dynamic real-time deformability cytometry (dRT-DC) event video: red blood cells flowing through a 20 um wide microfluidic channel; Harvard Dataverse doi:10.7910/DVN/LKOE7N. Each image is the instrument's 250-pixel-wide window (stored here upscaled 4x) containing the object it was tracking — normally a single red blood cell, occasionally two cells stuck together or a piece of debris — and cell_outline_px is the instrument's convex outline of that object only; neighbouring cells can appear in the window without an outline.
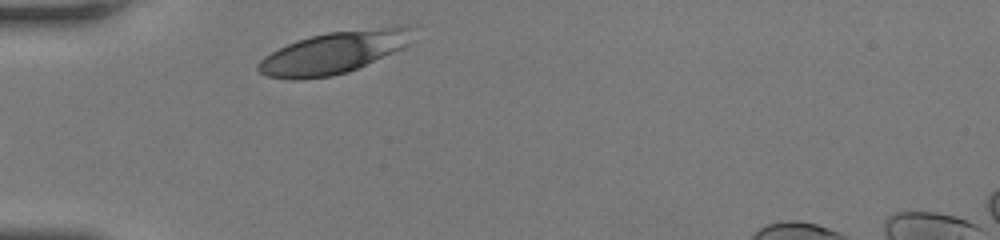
{"species": "human", "species_latin": "Homo sapiens", "temperature_condition": "room temperature", "stored_images_in_passage": 32, "camera_frame_rate_fps": 3000, "um_per_image_px": 0.085, "donor": {"sex": "female"}, "frame": {"image": 1, "passage_image": 1, "time_ms": 0.0, "image_size_px": [1000, 240], "cell_outline_px": [[408, 44], [392, 52], [348, 72], [332, 76], [300, 80], [292, 80], [268, 76], [260, 72], [256, 68], [256, 64], [264, 56], [296, 40], [328, 32], [396, 24], [404, 24], [408, 28]], "centroid_in_image_um": [28.31, 4.46], "position_along_channel_um": 56.7, "area_um2": 37.51}}
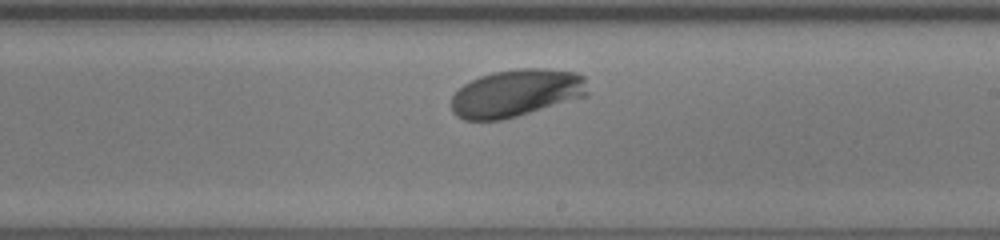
{"frame": {"image": 2, "passage_image": 16, "time_ms": 5.0, "image_size_px": [1000, 240], "cell_outline_px": [[588, 96], [516, 116], [500, 120], [464, 120], [456, 116], [452, 112], [452, 96], [464, 84], [480, 76], [492, 72], [516, 68], [548, 68], [576, 72], [584, 76], [588, 92]], "centroid_in_image_um": [43.9, 7.9], "position_along_channel_um": 245.1, "area_um2": 37.92}}
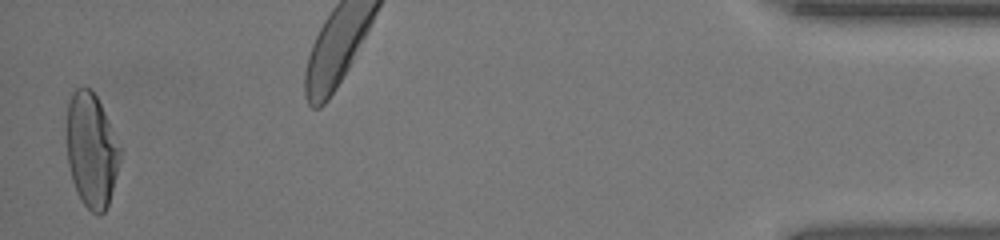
{"frame": {"image": 3, "passage_image": 31, "time_ms": 10.0, "image_size_px": [1000, 240], "cell_outline_px": [[120, 160], [108, 204], [104, 212], [100, 216], [96, 216], [80, 200], [76, 192], [72, 180], [68, 164], [68, 100], [72, 92], [76, 88], [88, 88], [96, 96], [100, 104], [120, 148]], "centroid_in_image_um": [7.76, 12.82], "position_along_channel_um": 427.4, "area_um2": 34.85}, "authors_computed_cell_mechanics": {"area_um2": 36.9631, "velocity_mm_per_s": 4.035, "shape_relaxation_time_tau1_ms": 1.8736, "shape_relaxation_time_tau2_ms": null, "deformation_change_tau1": 0.1137, "deformation_change_tau2": null}}